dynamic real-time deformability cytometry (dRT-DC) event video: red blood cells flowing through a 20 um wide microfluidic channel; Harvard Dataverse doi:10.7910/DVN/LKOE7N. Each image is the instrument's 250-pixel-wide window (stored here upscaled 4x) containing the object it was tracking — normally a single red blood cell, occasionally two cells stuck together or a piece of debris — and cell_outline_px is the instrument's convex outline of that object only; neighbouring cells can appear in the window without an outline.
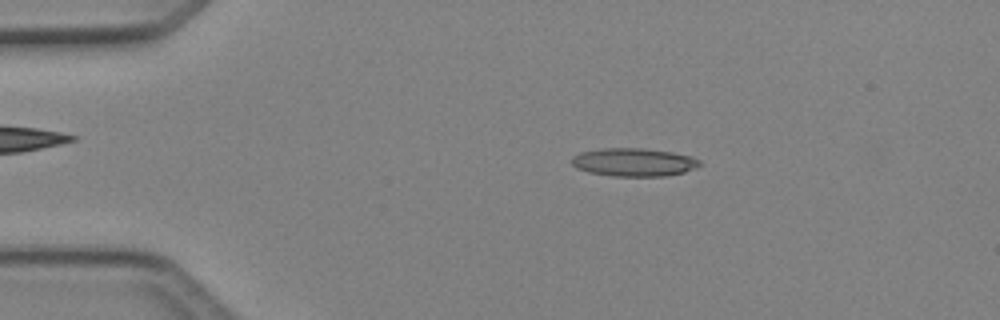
{"species": "Egyptian fruit bat (a non-hibernating species)", "species_latin": "Rousettus aegyptiacus", "temperature_condition": "cold", "stored_images_in_passage": 48, "camera_frame_rate_fps": 3000, "um_per_image_px": 0.085, "animal": {"sex": "female"}, "frame": {"image": 1, "passage_image": 9, "time_ms": 2.667, "image_size_px": [1000, 320], "cell_outline_px": [[700, 164], [696, 168], [684, 172], [664, 176], [612, 176], [588, 172], [572, 164], [572, 156], [580, 152], [604, 148], [644, 148], [672, 152], [692, 156], [700, 160]], "centroid_in_image_um": [53.9, 13.78], "position_along_channel_um": 31.1, "area_um2": 20.98}}
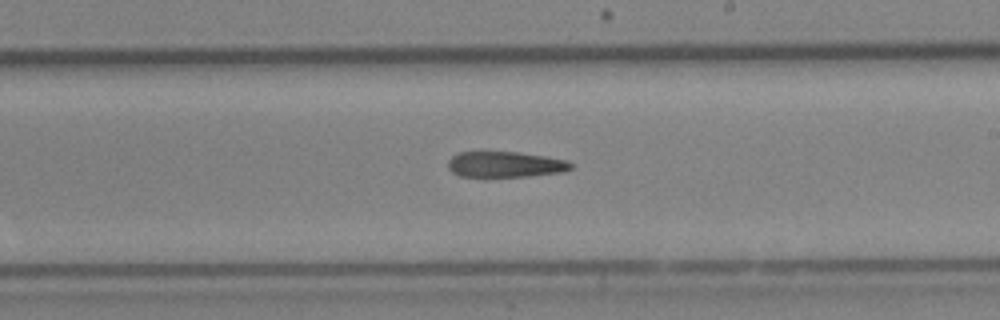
{"frame": {"image": 2, "passage_image": 28, "time_ms": 9.0, "image_size_px": [1000, 320], "cell_outline_px": [[572, 168], [564, 172], [528, 176], [460, 176], [452, 172], [448, 168], [448, 160], [452, 156], [460, 152], [516, 152], [544, 156], [568, 160], [572, 164]], "centroid_in_image_um": [42.96, 13.97], "position_along_channel_um": 246.0, "area_um2": 18.32}}
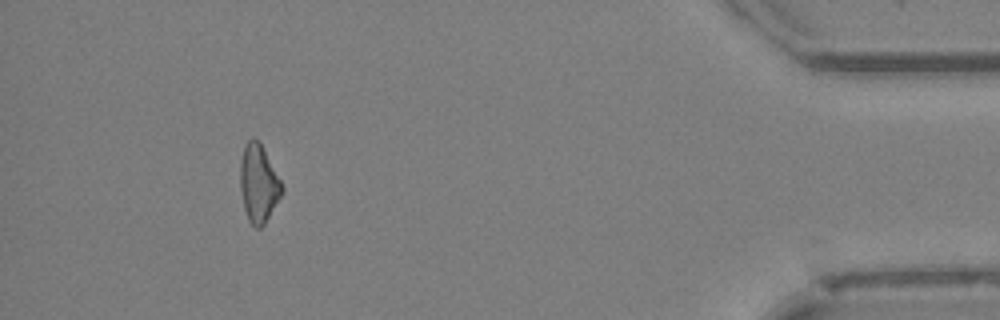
{"frame": {"image": 3, "passage_image": 44, "time_ms": 14.333, "image_size_px": [1000, 320], "cell_outline_px": [[284, 192], [264, 224], [260, 228], [256, 228], [248, 220], [244, 208], [240, 188], [240, 160], [244, 144], [252, 136], [260, 140], [284, 188]], "centroid_in_image_um": [21.97, 15.55], "position_along_channel_um": 413.2, "area_um2": 19.13}}